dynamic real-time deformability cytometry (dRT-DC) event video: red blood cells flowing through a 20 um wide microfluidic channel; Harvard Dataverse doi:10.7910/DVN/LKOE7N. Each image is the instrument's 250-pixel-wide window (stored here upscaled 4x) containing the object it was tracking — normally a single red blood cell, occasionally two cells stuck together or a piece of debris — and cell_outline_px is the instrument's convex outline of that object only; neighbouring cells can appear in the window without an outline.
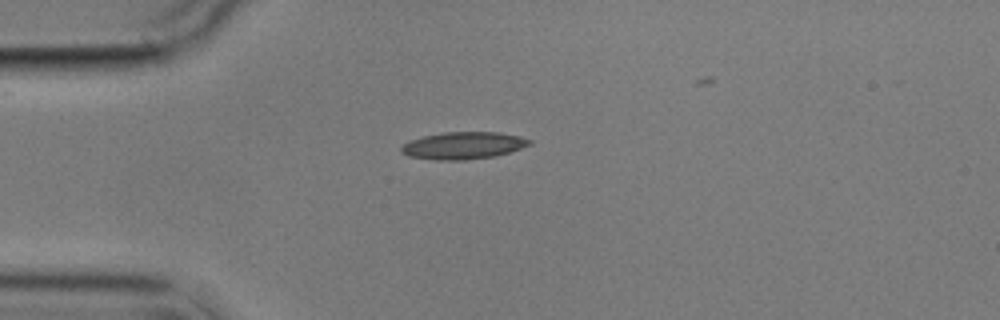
{"species": "common noctule bat (a hibernating species)", "species_latin": "Nyctalus noctula", "temperature_condition": "cold", "stored_images_in_passage": 10, "camera_frame_rate_fps": 3000, "um_per_image_px": 0.085, "animal": {"sex": "male", "body_mass_g": 17.9}, "frame": {"image": 1, "passage_image": 1, "time_ms": 0.0, "image_size_px": [1000, 320], "cell_outline_px": [[532, 144], [496, 156], [464, 160], [436, 160], [408, 156], [400, 152], [400, 148], [408, 140], [424, 136], [444, 132], [500, 132], [532, 140]], "centroid_in_image_um": [39.34, 12.37], "position_along_channel_um": 45.7, "area_um2": 20.29}}
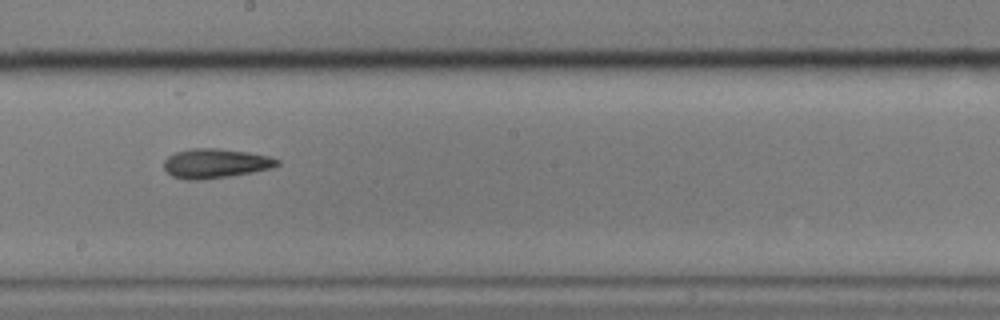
{"frame": {"image": 2, "passage_image": 6, "time_ms": 5.667, "image_size_px": [1000, 320], "cell_outline_px": [[280, 164], [272, 168], [252, 172], [204, 180], [184, 180], [172, 176], [164, 168], [164, 160], [168, 156], [176, 152], [192, 148], [216, 148], [248, 152], [268, 156], [280, 160]], "centroid_in_image_um": [18.3, 13.89], "position_along_channel_um": 229.9, "area_um2": 19.48}}
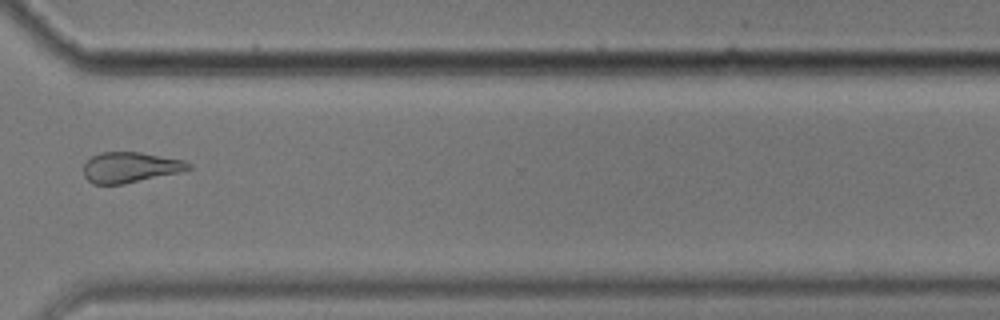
{"frame": {"image": 3, "passage_image": 9, "time_ms": 9.333, "image_size_px": [1000, 320], "cell_outline_px": [[192, 168], [180, 172], [124, 184], [92, 184], [84, 176], [84, 164], [92, 156], [100, 152], [140, 152], [184, 160], [192, 164]], "centroid_in_image_um": [11.08, 14.22], "position_along_channel_um": 359.5, "area_um2": 18.67}}